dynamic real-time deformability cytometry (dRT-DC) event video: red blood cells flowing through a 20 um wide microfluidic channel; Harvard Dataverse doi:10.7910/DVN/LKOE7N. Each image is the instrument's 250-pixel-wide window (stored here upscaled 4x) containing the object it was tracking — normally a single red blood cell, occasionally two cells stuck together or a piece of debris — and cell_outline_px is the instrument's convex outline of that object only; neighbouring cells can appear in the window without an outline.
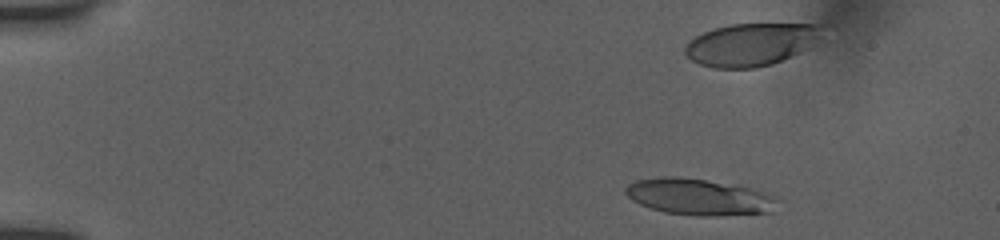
{"species": "human", "species_latin": "Homo sapiens", "temperature_condition": "room temperature", "stored_images_in_passage": 46, "camera_frame_rate_fps": 3000, "um_per_image_px": 0.085, "donor": {"sex": "female"}, "frame": {"image": 1, "passage_image": 1, "time_ms": 0.0, "image_size_px": [1000, 240], "cell_outline_px": [[776, 200], [772, 212], [716, 216], [696, 216], [664, 212], [640, 204], [632, 200], [624, 192], [624, 188], [628, 184], [636, 180], [660, 176], [680, 176], [704, 180], [748, 188], [776, 196]], "centroid_in_image_um": [59.33, 16.74], "position_along_channel_um": 25.7, "area_um2": 31.91}, "authors_computed_cell_mechanics": {"area_um2": 33.7552, "velocity_mm_per_s": 3.9242, "shape_relaxation_time_tau1_ms": 7.6081, "shape_relaxation_time_tau2_ms": 2.1631, "deformation_change_tau1": 0.3742, "deformation_change_tau2": 0.1156}}